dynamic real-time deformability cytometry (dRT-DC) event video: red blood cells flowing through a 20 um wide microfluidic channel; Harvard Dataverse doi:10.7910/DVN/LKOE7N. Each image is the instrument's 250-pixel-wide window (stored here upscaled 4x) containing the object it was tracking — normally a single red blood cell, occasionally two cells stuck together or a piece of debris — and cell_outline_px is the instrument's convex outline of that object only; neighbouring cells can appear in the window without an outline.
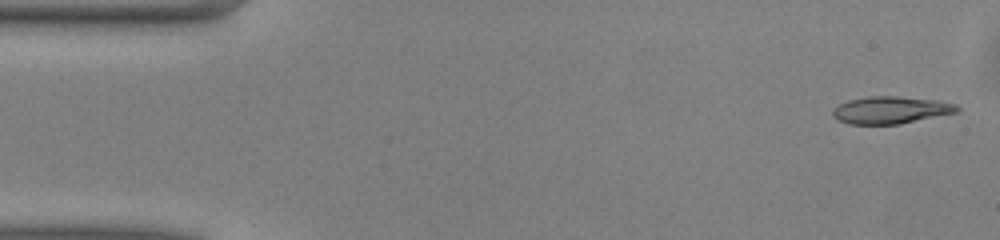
{"species": "common noctule bat (a hibernating species)", "species_latin": "Nyctalus noctula", "temperature_condition": "warm", "stored_images_in_passage": 49, "camera_frame_rate_fps": 3000, "um_per_image_px": 0.085, "animal": {"sex": "male", "body_mass_g": 13.0, "forearm_length_mm": 53.1}, "frame": {"image": 1, "passage_image": 1, "time_ms": 0.0, "image_size_px": [1000, 240], "cell_outline_px": [[960, 108], [956, 112], [900, 124], [848, 124], [832, 116], [832, 108], [848, 100], [868, 96], [896, 96], [936, 100], [956, 104]], "centroid_in_image_um": [75.68, 9.35], "position_along_channel_um": 9.3, "area_um2": 19.65}}
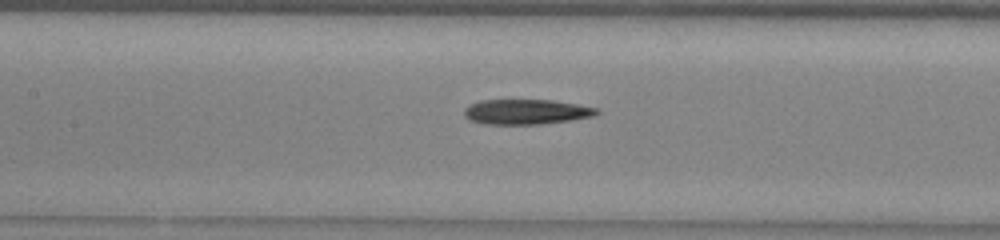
{"frame": {"image": 2, "passage_image": 21, "time_ms": 6.667, "image_size_px": [1000, 240], "cell_outline_px": [[600, 112], [596, 116], [572, 120], [540, 124], [480, 124], [468, 120], [464, 116], [464, 108], [468, 104], [480, 100], [552, 100], [600, 108]], "centroid_in_image_um": [44.72, 9.51], "position_along_channel_um": 162.7, "area_um2": 19.71}}
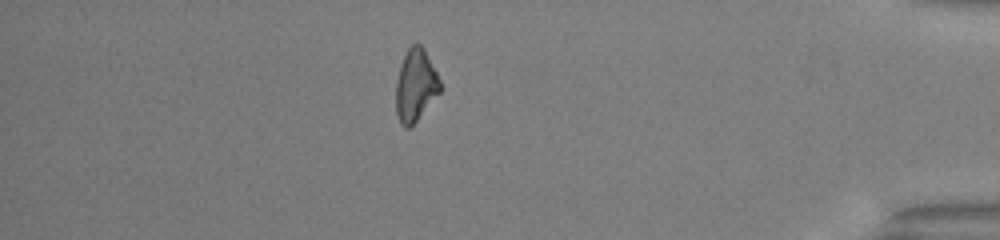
{"frame": {"image": 3, "passage_image": 42, "time_ms": 13.667, "image_size_px": [1000, 240], "cell_outline_px": [[440, 92], [416, 120], [408, 128], [404, 128], [400, 124], [396, 112], [396, 80], [400, 64], [408, 48], [412, 44], [420, 44], [424, 48], [440, 80]], "centroid_in_image_um": [35.3, 7.24], "position_along_channel_um": 399.9, "area_um2": 18.38}, "authors_computed_cell_mechanics": {"area_um2": 19.4786, "velocity_mm_per_s": 4.0743, "shape_relaxation_time_tau1_ms": 8.3771, "shape_relaxation_time_tau2_ms": null, "deformation_change_tau1": 0.2082, "deformation_change_tau2": null}}